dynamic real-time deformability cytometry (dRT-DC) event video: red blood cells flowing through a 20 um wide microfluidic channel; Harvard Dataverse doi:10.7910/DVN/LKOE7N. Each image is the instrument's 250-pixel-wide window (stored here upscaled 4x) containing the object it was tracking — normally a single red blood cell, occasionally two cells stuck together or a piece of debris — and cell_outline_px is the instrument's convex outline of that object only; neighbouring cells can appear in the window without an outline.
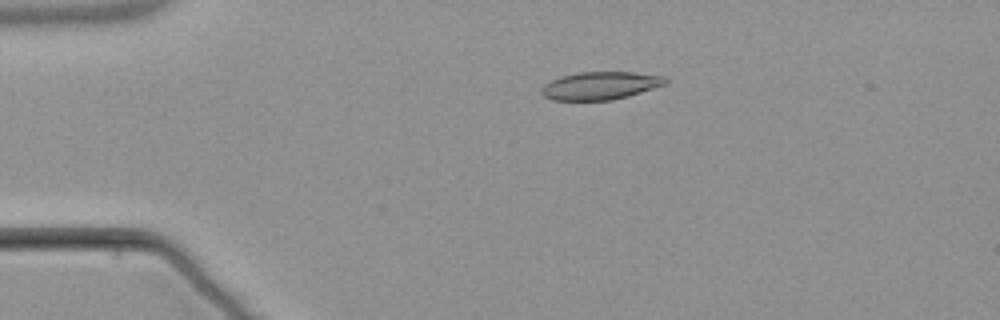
{"species": "common noctule bat (a hibernating species)", "species_latin": "Nyctalus noctula", "temperature_condition": "warm", "stored_images_in_passage": 5, "camera_frame_rate_fps": 3000, "um_per_image_px": 0.085, "animal": {"sex": "male", "body_mass_g": 21.5, "forearm_length_mm": 52.0}, "frame": {"image": 1, "passage_image": 3, "time_ms": 3.333, "image_size_px": [1000, 320], "cell_outline_px": [[668, 84], [628, 96], [612, 100], [552, 100], [544, 96], [540, 92], [540, 88], [544, 84], [560, 76], [580, 72], [632, 72], [664, 76], [668, 80]], "centroid_in_image_um": [51.03, 7.28], "position_along_channel_um": 34.0, "area_um2": 20.23}}
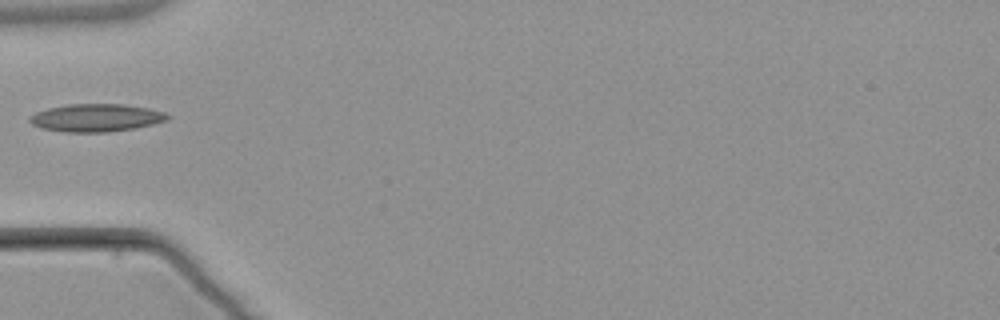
{"frame": {"image": 2, "passage_image": 5, "time_ms": 5.667, "image_size_px": [1000, 320], "cell_outline_px": [[168, 120], [152, 124], [132, 128], [108, 132], [64, 132], [40, 128], [32, 124], [28, 120], [28, 116], [36, 112], [48, 108], [68, 104], [124, 104], [148, 108], [164, 112], [168, 116]], "centroid_in_image_um": [8.11, 10.01], "position_along_channel_um": 76.9, "area_um2": 22.25}}